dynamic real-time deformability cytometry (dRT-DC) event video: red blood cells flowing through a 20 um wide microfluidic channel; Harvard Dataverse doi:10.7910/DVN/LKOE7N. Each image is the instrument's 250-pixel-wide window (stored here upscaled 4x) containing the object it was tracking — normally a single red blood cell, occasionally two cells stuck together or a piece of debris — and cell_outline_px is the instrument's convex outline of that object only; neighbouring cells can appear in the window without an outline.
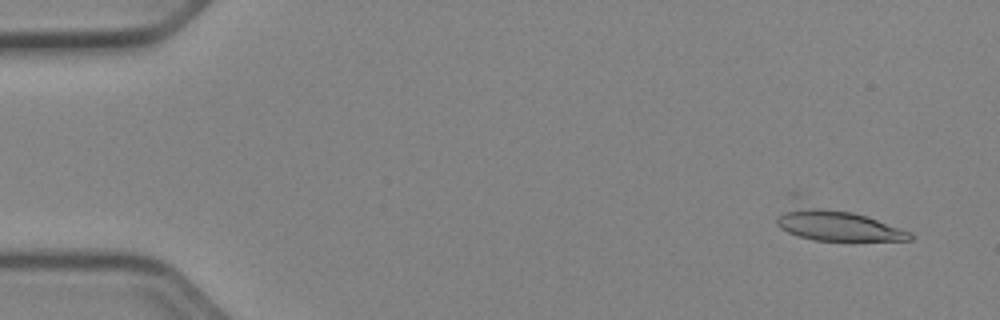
{"species": "Egyptian fruit bat (a non-hibernating species)", "species_latin": "Rousettus aegyptiacus", "temperature_condition": "cold", "stored_images_in_passage": 51, "camera_frame_rate_fps": 3000, "um_per_image_px": 0.085, "animal": {"sex": "female"}, "frame": {"image": 1, "passage_image": 3, "time_ms": 0.667, "image_size_px": [1000, 320], "cell_outline_px": [[912, 240], [816, 240], [800, 236], [788, 232], [780, 228], [776, 224], [776, 220], [788, 192], [796, 192], [912, 232]], "centroid_in_image_um": [70.76, 18.86], "position_along_channel_um": 14.2, "area_um2": 27.46}}
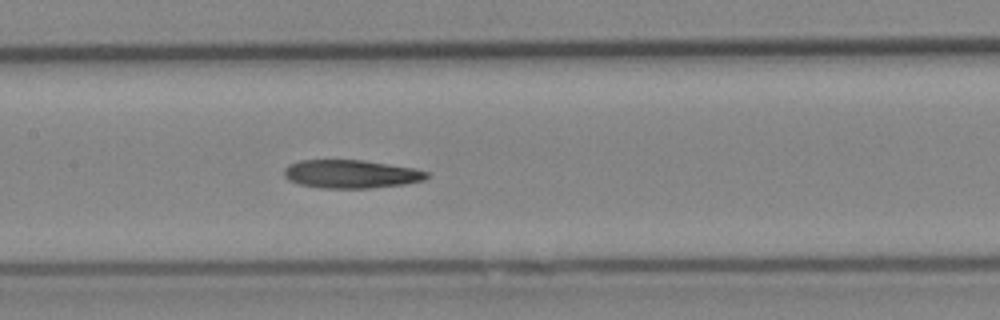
{"frame": {"image": 2, "passage_image": 25, "time_ms": 8.0, "image_size_px": [1000, 320], "cell_outline_px": [[428, 176], [424, 180], [404, 184], [372, 188], [320, 188], [300, 184], [288, 180], [284, 176], [284, 168], [288, 164], [300, 160], [364, 160], [412, 168], [428, 172]], "centroid_in_image_um": [29.8, 14.79], "position_along_channel_um": 177.6, "area_um2": 23.52}}
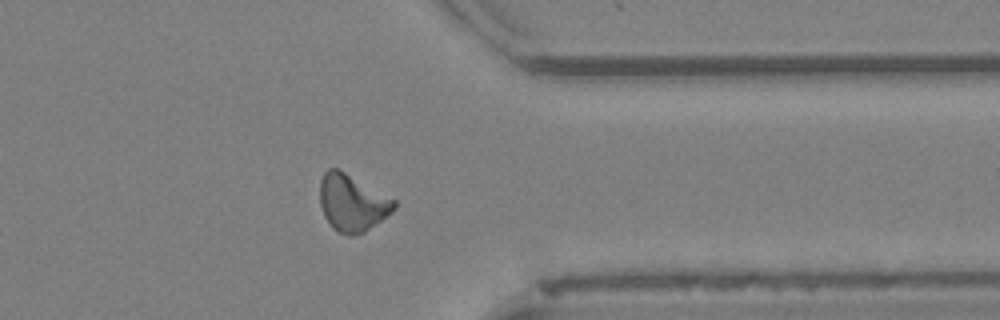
{"frame": {"image": 3, "passage_image": 41, "time_ms": 13.333, "image_size_px": [1000, 320], "cell_outline_px": [[396, 208], [392, 212], [364, 232], [352, 236], [348, 236], [332, 228], [324, 216], [320, 204], [320, 180], [324, 172], [328, 168], [336, 168], [344, 172], [396, 200]], "centroid_in_image_um": [29.92, 17.25], "position_along_channel_um": 381.5, "area_um2": 24.39}, "authors_computed_cell_mechanics": {"area_um2": 23.7558, "velocity_mm_per_s": 3.9523, "shape_relaxation_time_tau1_ms": null, "shape_relaxation_time_tau2_ms": 8.6253, "deformation_change_tau1": null, "deformation_change_tau2": 0.1909}}